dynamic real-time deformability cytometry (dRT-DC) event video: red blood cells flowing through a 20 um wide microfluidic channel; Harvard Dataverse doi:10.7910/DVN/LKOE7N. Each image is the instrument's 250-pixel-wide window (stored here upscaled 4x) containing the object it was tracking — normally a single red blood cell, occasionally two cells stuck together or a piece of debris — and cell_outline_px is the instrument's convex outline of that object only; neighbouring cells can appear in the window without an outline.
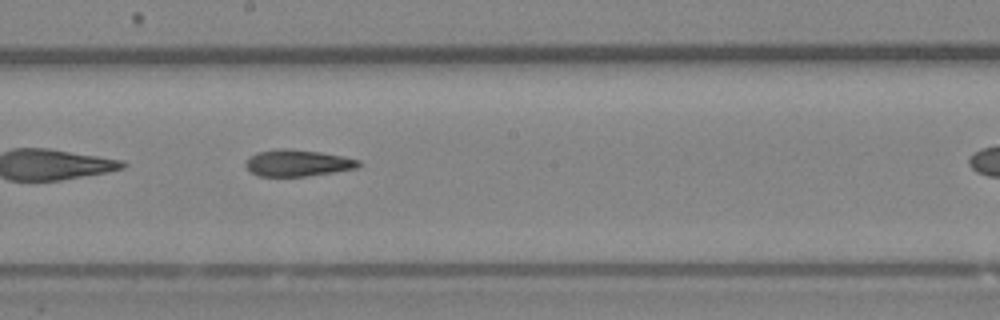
{"species": "Egyptian fruit bat (a non-hibernating species)", "species_latin": "Rousettus aegyptiacus", "temperature_condition": "room temperature", "stored_images_in_passage": 31, "camera_frame_rate_fps": 3000, "um_per_image_px": 0.085, "animal": {"sex": "female"}, "frame": {"image": 1, "passage_image": 18, "time_ms": 5.667, "image_size_px": [1000, 320], "cell_outline_px": [[360, 164], [356, 168], [308, 176], [256, 176], [244, 164], [256, 152], [280, 148], [288, 148], [320, 152], [344, 156], [360, 160]], "centroid_in_image_um": [25.3, 13.85], "position_along_channel_um": 222.9, "area_um2": 17.4}}